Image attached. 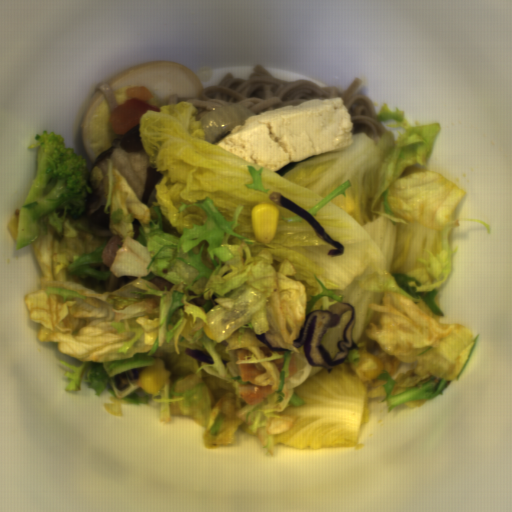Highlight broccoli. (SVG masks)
I'll use <instances>...</instances> for the list:
<instances>
[{"label": "broccoli", "instance_id": "1", "mask_svg": "<svg viewBox=\"0 0 512 512\" xmlns=\"http://www.w3.org/2000/svg\"><path fill=\"white\" fill-rule=\"evenodd\" d=\"M36 172L30 191L19 208L14 245L19 250L39 239L38 224L50 211L80 217L93 191L88 181L89 163L67 146L59 132L42 129L35 133Z\"/></svg>", "mask_w": 512, "mask_h": 512}]
</instances>
